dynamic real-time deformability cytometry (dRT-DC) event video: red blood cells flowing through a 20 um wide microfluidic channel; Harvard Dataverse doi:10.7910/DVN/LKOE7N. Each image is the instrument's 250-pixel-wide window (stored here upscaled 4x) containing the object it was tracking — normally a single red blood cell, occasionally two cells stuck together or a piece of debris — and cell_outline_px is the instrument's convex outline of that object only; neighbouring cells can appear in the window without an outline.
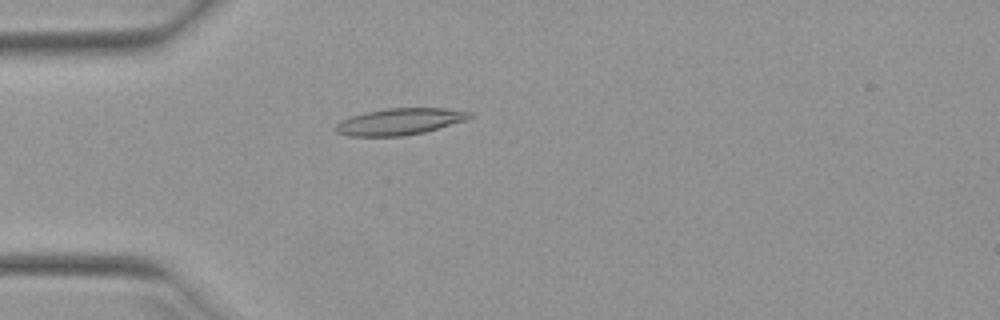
{"species": "Egyptian fruit bat (a non-hibernating species)", "species_latin": "Rousettus aegyptiacus", "temperature_condition": "warm", "stored_images_in_passage": 44, "camera_frame_rate_fps": 3000, "um_per_image_px": 0.085, "animal": {"sex": "female"}, "frame": {"image": 1, "passage_image": 7, "time_ms": 2.0, "image_size_px": [1000, 320], "cell_outline_px": [[472, 116], [464, 120], [424, 132], [404, 136], [348, 136], [336, 132], [336, 124], [340, 120], [364, 112], [388, 108], [444, 108], [472, 112]], "centroid_in_image_um": [33.94, 10.33], "position_along_channel_um": 51.1, "area_um2": 20.58}}
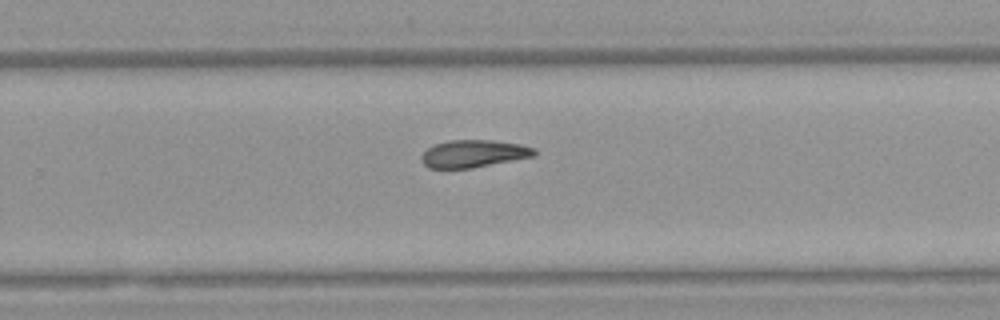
{"frame": {"image": 2, "passage_image": 26, "time_ms": 8.333, "image_size_px": [1000, 320], "cell_outline_px": [[536, 156], [472, 168], [428, 168], [420, 160], [420, 156], [428, 148], [436, 144], [448, 140], [492, 140], [520, 144], [536, 148]], "centroid_in_image_um": [40.27, 13.06], "position_along_channel_um": 289.5, "area_um2": 18.15}}
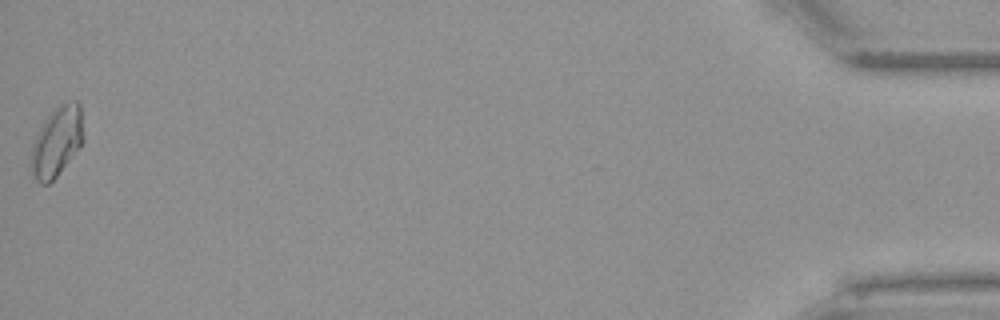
{"frame": {"image": 3, "passage_image": 44, "time_ms": 14.333, "image_size_px": [1000, 320], "cell_outline_px": [[84, 140], [80, 148], [56, 176], [48, 184], [40, 184], [36, 180], [28, 168], [32, 144], [36, 132], [44, 120], [60, 104], [68, 100], [80, 100], [84, 136]], "centroid_in_image_um": [4.82, 12.03], "position_along_channel_um": 430.4, "area_um2": 21.91}}